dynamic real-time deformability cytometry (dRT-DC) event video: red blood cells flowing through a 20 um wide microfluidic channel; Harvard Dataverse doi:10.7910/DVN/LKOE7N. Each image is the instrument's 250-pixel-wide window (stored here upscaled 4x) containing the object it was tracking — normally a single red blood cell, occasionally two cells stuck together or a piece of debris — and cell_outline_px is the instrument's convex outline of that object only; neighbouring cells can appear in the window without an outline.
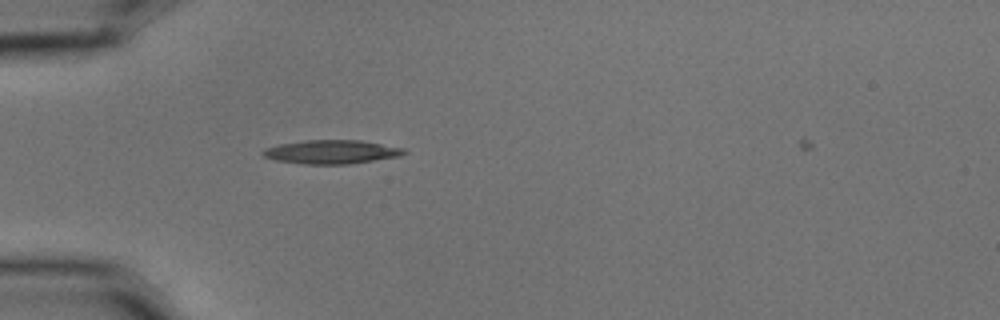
{"species": "common noctule bat (a hibernating species)", "species_latin": "Nyctalus noctula", "temperature_condition": "cold", "stored_images_in_passage": 2, "camera_frame_rate_fps": 3000, "um_per_image_px": 0.085, "animal": {"sex": "male", "body_mass_g": 15.6}, "frame": {"image": 1, "passage_image": 2, "time_ms": 0.333, "image_size_px": [1000, 320], "cell_outline_px": [[408, 152], [400, 156], [348, 164], [304, 164], [276, 160], [264, 156], [260, 152], [264, 148], [280, 144], [308, 140], [360, 140], [404, 148]], "centroid_in_image_um": [28.18, 12.91], "position_along_channel_um": 56.8, "area_um2": 19.42}}